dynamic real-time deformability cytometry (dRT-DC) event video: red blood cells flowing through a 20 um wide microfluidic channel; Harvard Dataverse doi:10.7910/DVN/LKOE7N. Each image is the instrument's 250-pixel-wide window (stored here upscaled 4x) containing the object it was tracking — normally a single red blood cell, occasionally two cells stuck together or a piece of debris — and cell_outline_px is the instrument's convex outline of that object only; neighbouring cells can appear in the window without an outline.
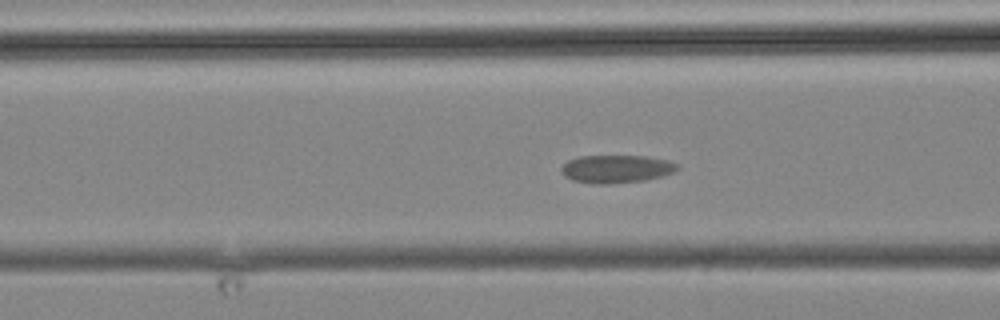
{"species": "common noctule bat (a hibernating species)", "species_latin": "Nyctalus noctula", "temperature_condition": "cold", "stored_images_in_passage": 4, "segment_of_instrument_passage": [2, 2], "camera_frame_rate_fps": 3000, "um_per_image_px": 0.085, "animal": {"sex": "male", "body_mass_g": 19.2, "forearm_length_mm": 51.8}, "frame": {"image": 1, "passage_image": 4, "time_ms": 3.667, "image_size_px": [1000, 320], "cell_outline_px": [[680, 168], [664, 176], [644, 180], [608, 184], [592, 184], [572, 180], [564, 176], [560, 172], [560, 168], [568, 160], [580, 156], [644, 156], [668, 160], [680, 164]], "centroid_in_image_um": [52.38, 14.36], "position_along_channel_um": 114.2, "area_um2": 19.07}}